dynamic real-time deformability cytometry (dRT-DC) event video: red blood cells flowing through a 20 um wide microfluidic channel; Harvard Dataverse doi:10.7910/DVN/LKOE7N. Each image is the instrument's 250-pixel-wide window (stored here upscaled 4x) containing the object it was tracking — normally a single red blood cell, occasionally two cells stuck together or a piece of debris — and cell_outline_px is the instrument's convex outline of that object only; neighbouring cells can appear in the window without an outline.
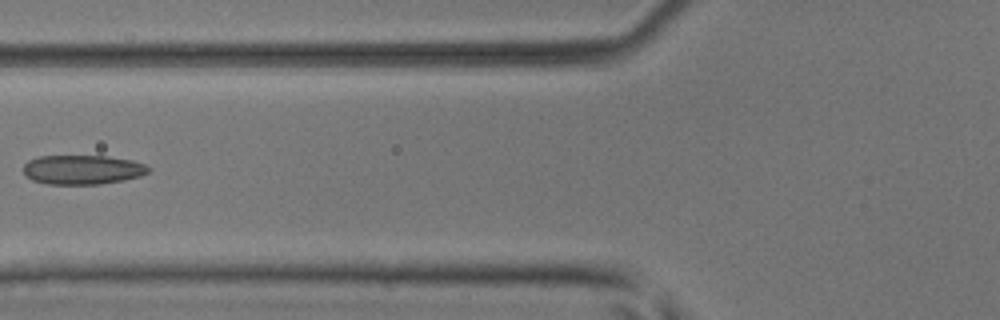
{"species": "common noctule bat (a hibernating species)", "species_latin": "Nyctalus noctula", "temperature_condition": "room temperature", "stored_images_in_passage": 5, "camera_frame_rate_fps": 3000, "um_per_image_px": 0.085, "animal": {"sex": "male", "body_mass_g": 17.9, "forearm_length_mm": 54.2}, "frame": {"image": 1, "passage_image": 5, "time_ms": 1.333, "image_size_px": [1000, 320], "cell_outline_px": [[152, 168], [148, 172], [140, 176], [124, 180], [100, 184], [48, 184], [32, 180], [24, 176], [24, 164], [28, 160], [40, 156], [108, 156], [132, 160], [144, 164]], "centroid_in_image_um": [7.01, 14.42], "position_along_channel_um": 118.8, "area_um2": 21.5}}